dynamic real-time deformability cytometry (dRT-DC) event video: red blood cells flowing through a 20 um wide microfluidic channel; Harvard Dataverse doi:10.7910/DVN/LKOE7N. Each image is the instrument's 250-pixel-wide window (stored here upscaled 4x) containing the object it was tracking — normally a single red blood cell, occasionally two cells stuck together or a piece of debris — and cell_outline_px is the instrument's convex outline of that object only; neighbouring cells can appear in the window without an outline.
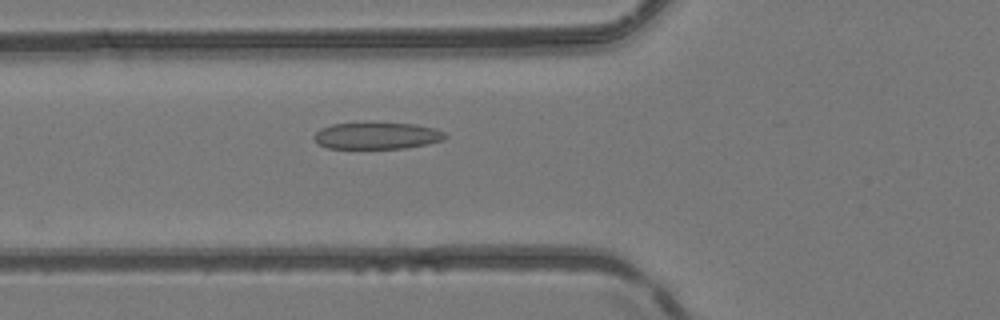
{"species": "common noctule bat (a hibernating species)", "species_latin": "Nyctalus noctula", "temperature_condition": "room temperature", "stored_images_in_passage": 12, "camera_frame_rate_fps": 3000, "um_per_image_px": 0.085, "animal": {"sex": "female", "body_mass_g": 24.6, "forearm_length_mm": 56.2}, "frame": {"image": 1, "passage_image": 5, "time_ms": 1.333, "image_size_px": [1000, 320], "cell_outline_px": [[448, 136], [444, 140], [428, 144], [404, 148], [328, 148], [320, 144], [312, 136], [320, 128], [332, 124], [364, 120], [416, 124], [436, 128], [444, 132]], "centroid_in_image_um": [32.05, 11.48], "position_along_channel_um": 93.7, "area_um2": 21.33}}
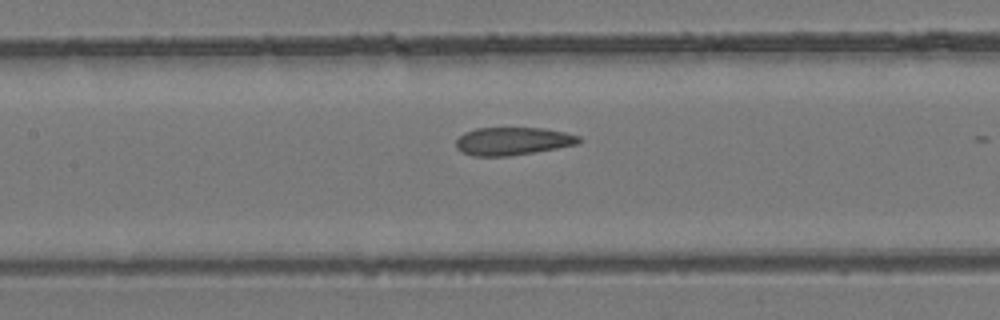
{"frame": {"image": 2, "passage_image": 10, "time_ms": 3.0, "image_size_px": [1000, 320], "cell_outline_px": [[584, 140], [576, 144], [556, 148], [508, 156], [472, 156], [456, 148], [456, 140], [464, 132], [476, 128], [544, 128], [564, 132], [580, 136]], "centroid_in_image_um": [43.58, 11.99], "position_along_channel_um": 163.8, "area_um2": 19.88}}